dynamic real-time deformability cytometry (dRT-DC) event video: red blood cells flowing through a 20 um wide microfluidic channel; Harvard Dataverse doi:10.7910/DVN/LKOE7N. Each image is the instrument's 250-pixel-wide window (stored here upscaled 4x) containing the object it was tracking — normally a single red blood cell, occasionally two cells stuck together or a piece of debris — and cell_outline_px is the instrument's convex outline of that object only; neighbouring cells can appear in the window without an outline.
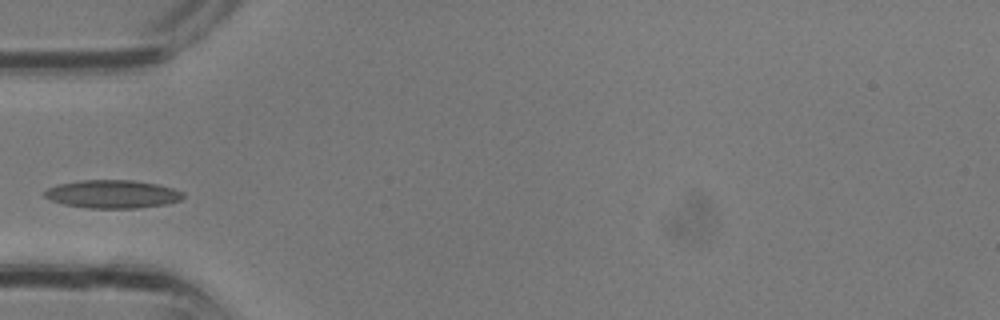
{"species": "common noctule bat (a hibernating species)", "species_latin": "Nyctalus noctula", "temperature_condition": "room temperature", "stored_images_in_passage": 3, "camera_frame_rate_fps": 3000, "um_per_image_px": 0.085, "animal": {"sex": "male", "body_mass_g": 13.3}, "frame": {"image": 1, "passage_image": 3, "time_ms": 0.667, "image_size_px": [1000, 320], "cell_outline_px": [[184, 196], [180, 200], [168, 204], [136, 208], [88, 208], [64, 204], [52, 200], [44, 196], [44, 192], [48, 188], [60, 184], [80, 180], [132, 180], [156, 184], [172, 188], [184, 192]], "centroid_in_image_um": [9.59, 16.5], "position_along_channel_um": 75.4, "area_um2": 22.6}}